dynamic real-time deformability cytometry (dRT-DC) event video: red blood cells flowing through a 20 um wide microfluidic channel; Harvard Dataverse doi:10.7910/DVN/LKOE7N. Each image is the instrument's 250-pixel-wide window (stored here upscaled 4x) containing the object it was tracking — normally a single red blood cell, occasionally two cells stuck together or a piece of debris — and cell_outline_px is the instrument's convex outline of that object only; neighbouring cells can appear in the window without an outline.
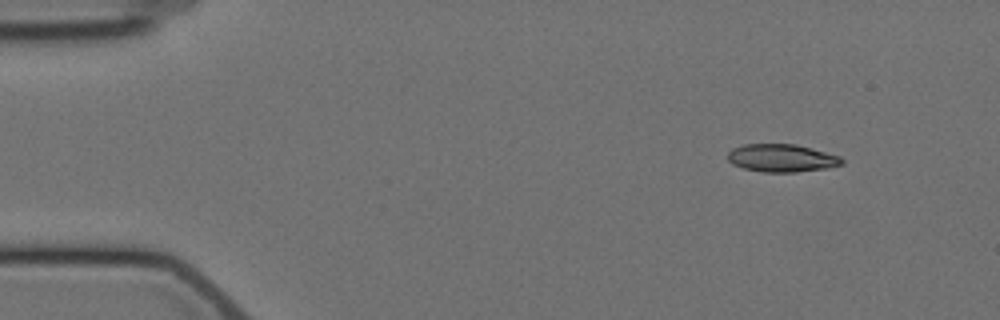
{"species": "Egyptian fruit bat (a non-hibernating species)", "species_latin": "Rousettus aegyptiacus", "temperature_condition": "cold", "stored_images_in_passage": 5, "camera_frame_rate_fps": 3000, "um_per_image_px": 0.085, "animal": {"sex": "female"}, "frame": {"image": 1, "passage_image": 2, "time_ms": 1.333, "image_size_px": [1000, 320], "cell_outline_px": [[844, 164], [824, 168], [796, 172], [764, 172], [744, 168], [732, 164], [728, 160], [728, 152], [732, 148], [744, 144], [796, 144], [840, 156], [844, 160]], "centroid_in_image_um": [66.43, 13.43], "position_along_channel_um": 18.6, "area_um2": 18.44}}
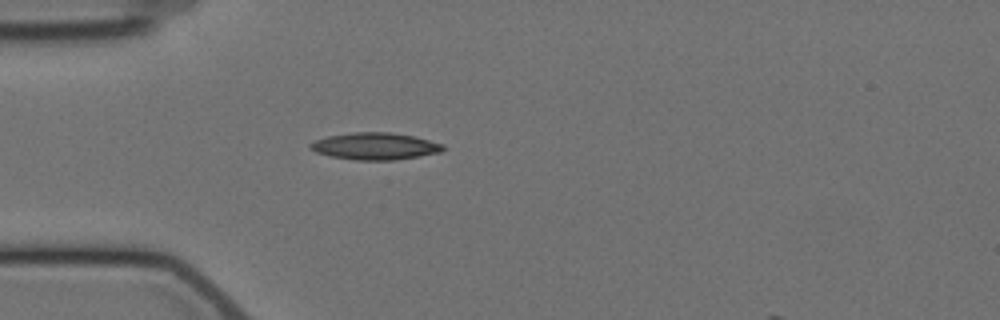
{"frame": {"image": 2, "passage_image": 5, "time_ms": 4.667, "image_size_px": [1000, 320], "cell_outline_px": [[444, 148], [440, 152], [396, 160], [356, 160], [328, 156], [316, 152], [308, 148], [308, 144], [316, 140], [328, 136], [352, 132], [388, 132], [416, 136], [444, 144]], "centroid_in_image_um": [31.86, 12.42], "position_along_channel_um": 53.1, "area_um2": 20.98}}